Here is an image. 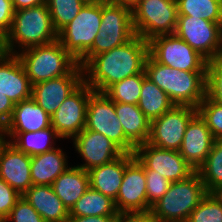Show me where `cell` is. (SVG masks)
<instances>
[{
  "instance_id": "1",
  "label": "cell",
  "mask_w": 222,
  "mask_h": 222,
  "mask_svg": "<svg viewBox=\"0 0 222 222\" xmlns=\"http://www.w3.org/2000/svg\"><path fill=\"white\" fill-rule=\"evenodd\" d=\"M148 56V41L136 35L122 46L93 56L82 67L84 82L95 92L104 93L114 83L145 72Z\"/></svg>"
},
{
  "instance_id": "2",
  "label": "cell",
  "mask_w": 222,
  "mask_h": 222,
  "mask_svg": "<svg viewBox=\"0 0 222 222\" xmlns=\"http://www.w3.org/2000/svg\"><path fill=\"white\" fill-rule=\"evenodd\" d=\"M145 74L175 105L197 108L206 96L207 71H183L157 62L150 54Z\"/></svg>"
},
{
  "instance_id": "3",
  "label": "cell",
  "mask_w": 222,
  "mask_h": 222,
  "mask_svg": "<svg viewBox=\"0 0 222 222\" xmlns=\"http://www.w3.org/2000/svg\"><path fill=\"white\" fill-rule=\"evenodd\" d=\"M99 33L92 47L78 60L83 67L93 56L122 46L136 36L132 7L118 2L103 1Z\"/></svg>"
},
{
  "instance_id": "4",
  "label": "cell",
  "mask_w": 222,
  "mask_h": 222,
  "mask_svg": "<svg viewBox=\"0 0 222 222\" xmlns=\"http://www.w3.org/2000/svg\"><path fill=\"white\" fill-rule=\"evenodd\" d=\"M57 39L58 32L54 28L45 3L15 11L11 29L7 34V48L9 54H17L14 49L16 44L23 51L31 47L49 44Z\"/></svg>"
},
{
  "instance_id": "5",
  "label": "cell",
  "mask_w": 222,
  "mask_h": 222,
  "mask_svg": "<svg viewBox=\"0 0 222 222\" xmlns=\"http://www.w3.org/2000/svg\"><path fill=\"white\" fill-rule=\"evenodd\" d=\"M32 85L69 74L78 61L57 39L17 52Z\"/></svg>"
},
{
  "instance_id": "6",
  "label": "cell",
  "mask_w": 222,
  "mask_h": 222,
  "mask_svg": "<svg viewBox=\"0 0 222 222\" xmlns=\"http://www.w3.org/2000/svg\"><path fill=\"white\" fill-rule=\"evenodd\" d=\"M199 174L182 181L171 182L170 188L151 207L150 213L158 222H187L190 213L207 194Z\"/></svg>"
},
{
  "instance_id": "7",
  "label": "cell",
  "mask_w": 222,
  "mask_h": 222,
  "mask_svg": "<svg viewBox=\"0 0 222 222\" xmlns=\"http://www.w3.org/2000/svg\"><path fill=\"white\" fill-rule=\"evenodd\" d=\"M177 17L176 0H137L132 6L135 33L146 41L174 34Z\"/></svg>"
},
{
  "instance_id": "8",
  "label": "cell",
  "mask_w": 222,
  "mask_h": 222,
  "mask_svg": "<svg viewBox=\"0 0 222 222\" xmlns=\"http://www.w3.org/2000/svg\"><path fill=\"white\" fill-rule=\"evenodd\" d=\"M102 2L86 3L77 16L58 33L63 47L78 61L93 45L99 33Z\"/></svg>"
},
{
  "instance_id": "9",
  "label": "cell",
  "mask_w": 222,
  "mask_h": 222,
  "mask_svg": "<svg viewBox=\"0 0 222 222\" xmlns=\"http://www.w3.org/2000/svg\"><path fill=\"white\" fill-rule=\"evenodd\" d=\"M85 129L103 134L124 153L134 154L136 146L123 132L115 112V102L104 93L94 92L89 97Z\"/></svg>"
},
{
  "instance_id": "10",
  "label": "cell",
  "mask_w": 222,
  "mask_h": 222,
  "mask_svg": "<svg viewBox=\"0 0 222 222\" xmlns=\"http://www.w3.org/2000/svg\"><path fill=\"white\" fill-rule=\"evenodd\" d=\"M149 43V54L159 63L183 71H207V60L175 34L159 35Z\"/></svg>"
},
{
  "instance_id": "11",
  "label": "cell",
  "mask_w": 222,
  "mask_h": 222,
  "mask_svg": "<svg viewBox=\"0 0 222 222\" xmlns=\"http://www.w3.org/2000/svg\"><path fill=\"white\" fill-rule=\"evenodd\" d=\"M197 114V108L174 105L161 117L151 121L147 143L168 150L179 151L190 120Z\"/></svg>"
},
{
  "instance_id": "12",
  "label": "cell",
  "mask_w": 222,
  "mask_h": 222,
  "mask_svg": "<svg viewBox=\"0 0 222 222\" xmlns=\"http://www.w3.org/2000/svg\"><path fill=\"white\" fill-rule=\"evenodd\" d=\"M221 24L191 16H178L174 34L210 61L220 57Z\"/></svg>"
},
{
  "instance_id": "13",
  "label": "cell",
  "mask_w": 222,
  "mask_h": 222,
  "mask_svg": "<svg viewBox=\"0 0 222 222\" xmlns=\"http://www.w3.org/2000/svg\"><path fill=\"white\" fill-rule=\"evenodd\" d=\"M94 92L83 81L52 115L51 126L62 139H73L85 129L87 104Z\"/></svg>"
},
{
  "instance_id": "14",
  "label": "cell",
  "mask_w": 222,
  "mask_h": 222,
  "mask_svg": "<svg viewBox=\"0 0 222 222\" xmlns=\"http://www.w3.org/2000/svg\"><path fill=\"white\" fill-rule=\"evenodd\" d=\"M134 156L144 170H154L170 182L185 180L196 172L179 151L161 149L147 142L136 146Z\"/></svg>"
},
{
  "instance_id": "15",
  "label": "cell",
  "mask_w": 222,
  "mask_h": 222,
  "mask_svg": "<svg viewBox=\"0 0 222 222\" xmlns=\"http://www.w3.org/2000/svg\"><path fill=\"white\" fill-rule=\"evenodd\" d=\"M147 184L143 165L134 157L125 167L118 195L114 200L119 214L147 213Z\"/></svg>"
},
{
  "instance_id": "16",
  "label": "cell",
  "mask_w": 222,
  "mask_h": 222,
  "mask_svg": "<svg viewBox=\"0 0 222 222\" xmlns=\"http://www.w3.org/2000/svg\"><path fill=\"white\" fill-rule=\"evenodd\" d=\"M83 68L78 64L69 74L32 85V99L50 116L84 81Z\"/></svg>"
},
{
  "instance_id": "17",
  "label": "cell",
  "mask_w": 222,
  "mask_h": 222,
  "mask_svg": "<svg viewBox=\"0 0 222 222\" xmlns=\"http://www.w3.org/2000/svg\"><path fill=\"white\" fill-rule=\"evenodd\" d=\"M72 140L76 151L85 160L84 164L77 166L86 171L110 163L124 154L109 138L92 130L84 129Z\"/></svg>"
},
{
  "instance_id": "18",
  "label": "cell",
  "mask_w": 222,
  "mask_h": 222,
  "mask_svg": "<svg viewBox=\"0 0 222 222\" xmlns=\"http://www.w3.org/2000/svg\"><path fill=\"white\" fill-rule=\"evenodd\" d=\"M0 178L21 196L33 185L31 157L6 141L0 150Z\"/></svg>"
},
{
  "instance_id": "19",
  "label": "cell",
  "mask_w": 222,
  "mask_h": 222,
  "mask_svg": "<svg viewBox=\"0 0 222 222\" xmlns=\"http://www.w3.org/2000/svg\"><path fill=\"white\" fill-rule=\"evenodd\" d=\"M215 140L205 121L197 113L186 128L179 152L197 171L210 153Z\"/></svg>"
},
{
  "instance_id": "20",
  "label": "cell",
  "mask_w": 222,
  "mask_h": 222,
  "mask_svg": "<svg viewBox=\"0 0 222 222\" xmlns=\"http://www.w3.org/2000/svg\"><path fill=\"white\" fill-rule=\"evenodd\" d=\"M0 89L14 105L32 97V84L16 54L0 59Z\"/></svg>"
},
{
  "instance_id": "21",
  "label": "cell",
  "mask_w": 222,
  "mask_h": 222,
  "mask_svg": "<svg viewBox=\"0 0 222 222\" xmlns=\"http://www.w3.org/2000/svg\"><path fill=\"white\" fill-rule=\"evenodd\" d=\"M134 154L124 153L114 161L91 168L88 173L90 187L115 200L122 184L125 167Z\"/></svg>"
},
{
  "instance_id": "22",
  "label": "cell",
  "mask_w": 222,
  "mask_h": 222,
  "mask_svg": "<svg viewBox=\"0 0 222 222\" xmlns=\"http://www.w3.org/2000/svg\"><path fill=\"white\" fill-rule=\"evenodd\" d=\"M51 126V117L32 99L14 105L4 132H37Z\"/></svg>"
},
{
  "instance_id": "23",
  "label": "cell",
  "mask_w": 222,
  "mask_h": 222,
  "mask_svg": "<svg viewBox=\"0 0 222 222\" xmlns=\"http://www.w3.org/2000/svg\"><path fill=\"white\" fill-rule=\"evenodd\" d=\"M22 197L42 216L45 222H68V209L52 186L32 185Z\"/></svg>"
},
{
  "instance_id": "24",
  "label": "cell",
  "mask_w": 222,
  "mask_h": 222,
  "mask_svg": "<svg viewBox=\"0 0 222 222\" xmlns=\"http://www.w3.org/2000/svg\"><path fill=\"white\" fill-rule=\"evenodd\" d=\"M67 156L62 149L54 148L31 157V180L33 185L52 186L68 167Z\"/></svg>"
},
{
  "instance_id": "25",
  "label": "cell",
  "mask_w": 222,
  "mask_h": 222,
  "mask_svg": "<svg viewBox=\"0 0 222 222\" xmlns=\"http://www.w3.org/2000/svg\"><path fill=\"white\" fill-rule=\"evenodd\" d=\"M52 188L70 211L77 200L90 188L89 173L78 166H71L54 180Z\"/></svg>"
},
{
  "instance_id": "26",
  "label": "cell",
  "mask_w": 222,
  "mask_h": 222,
  "mask_svg": "<svg viewBox=\"0 0 222 222\" xmlns=\"http://www.w3.org/2000/svg\"><path fill=\"white\" fill-rule=\"evenodd\" d=\"M115 112L122 125L125 136L135 146L148 141L151 121L137 105L115 103Z\"/></svg>"
},
{
  "instance_id": "27",
  "label": "cell",
  "mask_w": 222,
  "mask_h": 222,
  "mask_svg": "<svg viewBox=\"0 0 222 222\" xmlns=\"http://www.w3.org/2000/svg\"><path fill=\"white\" fill-rule=\"evenodd\" d=\"M4 133L5 135L10 136L9 139L12 138L13 141H9L12 145L30 157L54 149V146H52L55 143L53 139L61 138L52 126L37 132Z\"/></svg>"
},
{
  "instance_id": "28",
  "label": "cell",
  "mask_w": 222,
  "mask_h": 222,
  "mask_svg": "<svg viewBox=\"0 0 222 222\" xmlns=\"http://www.w3.org/2000/svg\"><path fill=\"white\" fill-rule=\"evenodd\" d=\"M174 105L163 90L149 78H144L137 106L150 121L161 117Z\"/></svg>"
},
{
  "instance_id": "29",
  "label": "cell",
  "mask_w": 222,
  "mask_h": 222,
  "mask_svg": "<svg viewBox=\"0 0 222 222\" xmlns=\"http://www.w3.org/2000/svg\"><path fill=\"white\" fill-rule=\"evenodd\" d=\"M70 216H119L109 196L91 187L77 200L69 211Z\"/></svg>"
},
{
  "instance_id": "30",
  "label": "cell",
  "mask_w": 222,
  "mask_h": 222,
  "mask_svg": "<svg viewBox=\"0 0 222 222\" xmlns=\"http://www.w3.org/2000/svg\"><path fill=\"white\" fill-rule=\"evenodd\" d=\"M178 16L222 23V0H176Z\"/></svg>"
},
{
  "instance_id": "31",
  "label": "cell",
  "mask_w": 222,
  "mask_h": 222,
  "mask_svg": "<svg viewBox=\"0 0 222 222\" xmlns=\"http://www.w3.org/2000/svg\"><path fill=\"white\" fill-rule=\"evenodd\" d=\"M207 192L222 185V140H215L203 164L196 171Z\"/></svg>"
},
{
  "instance_id": "32",
  "label": "cell",
  "mask_w": 222,
  "mask_h": 222,
  "mask_svg": "<svg viewBox=\"0 0 222 222\" xmlns=\"http://www.w3.org/2000/svg\"><path fill=\"white\" fill-rule=\"evenodd\" d=\"M145 72L127 77L111 85L104 94L115 103H127L137 105L141 95V87Z\"/></svg>"
},
{
  "instance_id": "33",
  "label": "cell",
  "mask_w": 222,
  "mask_h": 222,
  "mask_svg": "<svg viewBox=\"0 0 222 222\" xmlns=\"http://www.w3.org/2000/svg\"><path fill=\"white\" fill-rule=\"evenodd\" d=\"M85 4L84 0H47L55 30L59 33L65 28Z\"/></svg>"
},
{
  "instance_id": "34",
  "label": "cell",
  "mask_w": 222,
  "mask_h": 222,
  "mask_svg": "<svg viewBox=\"0 0 222 222\" xmlns=\"http://www.w3.org/2000/svg\"><path fill=\"white\" fill-rule=\"evenodd\" d=\"M187 222H222V202L208 192L190 213Z\"/></svg>"
},
{
  "instance_id": "35",
  "label": "cell",
  "mask_w": 222,
  "mask_h": 222,
  "mask_svg": "<svg viewBox=\"0 0 222 222\" xmlns=\"http://www.w3.org/2000/svg\"><path fill=\"white\" fill-rule=\"evenodd\" d=\"M197 113L205 121L212 136L222 140V104L210 99L207 95L197 106Z\"/></svg>"
},
{
  "instance_id": "36",
  "label": "cell",
  "mask_w": 222,
  "mask_h": 222,
  "mask_svg": "<svg viewBox=\"0 0 222 222\" xmlns=\"http://www.w3.org/2000/svg\"><path fill=\"white\" fill-rule=\"evenodd\" d=\"M206 95L222 104V57L207 62Z\"/></svg>"
},
{
  "instance_id": "37",
  "label": "cell",
  "mask_w": 222,
  "mask_h": 222,
  "mask_svg": "<svg viewBox=\"0 0 222 222\" xmlns=\"http://www.w3.org/2000/svg\"><path fill=\"white\" fill-rule=\"evenodd\" d=\"M147 184V213L170 188L171 182L154 170H144Z\"/></svg>"
},
{
  "instance_id": "38",
  "label": "cell",
  "mask_w": 222,
  "mask_h": 222,
  "mask_svg": "<svg viewBox=\"0 0 222 222\" xmlns=\"http://www.w3.org/2000/svg\"><path fill=\"white\" fill-rule=\"evenodd\" d=\"M45 222L42 216L22 196L4 222Z\"/></svg>"
},
{
  "instance_id": "39",
  "label": "cell",
  "mask_w": 222,
  "mask_h": 222,
  "mask_svg": "<svg viewBox=\"0 0 222 222\" xmlns=\"http://www.w3.org/2000/svg\"><path fill=\"white\" fill-rule=\"evenodd\" d=\"M21 195L0 178V219L5 220Z\"/></svg>"
},
{
  "instance_id": "40",
  "label": "cell",
  "mask_w": 222,
  "mask_h": 222,
  "mask_svg": "<svg viewBox=\"0 0 222 222\" xmlns=\"http://www.w3.org/2000/svg\"><path fill=\"white\" fill-rule=\"evenodd\" d=\"M14 14L12 0H0V30L6 35L11 29Z\"/></svg>"
},
{
  "instance_id": "41",
  "label": "cell",
  "mask_w": 222,
  "mask_h": 222,
  "mask_svg": "<svg viewBox=\"0 0 222 222\" xmlns=\"http://www.w3.org/2000/svg\"><path fill=\"white\" fill-rule=\"evenodd\" d=\"M14 104L0 89V127H4L12 116Z\"/></svg>"
},
{
  "instance_id": "42",
  "label": "cell",
  "mask_w": 222,
  "mask_h": 222,
  "mask_svg": "<svg viewBox=\"0 0 222 222\" xmlns=\"http://www.w3.org/2000/svg\"><path fill=\"white\" fill-rule=\"evenodd\" d=\"M117 222H158L150 213H125L119 214Z\"/></svg>"
},
{
  "instance_id": "43",
  "label": "cell",
  "mask_w": 222,
  "mask_h": 222,
  "mask_svg": "<svg viewBox=\"0 0 222 222\" xmlns=\"http://www.w3.org/2000/svg\"><path fill=\"white\" fill-rule=\"evenodd\" d=\"M119 216H70L68 222H117Z\"/></svg>"
},
{
  "instance_id": "44",
  "label": "cell",
  "mask_w": 222,
  "mask_h": 222,
  "mask_svg": "<svg viewBox=\"0 0 222 222\" xmlns=\"http://www.w3.org/2000/svg\"><path fill=\"white\" fill-rule=\"evenodd\" d=\"M46 2L47 0H12L15 11L43 5Z\"/></svg>"
},
{
  "instance_id": "45",
  "label": "cell",
  "mask_w": 222,
  "mask_h": 222,
  "mask_svg": "<svg viewBox=\"0 0 222 222\" xmlns=\"http://www.w3.org/2000/svg\"><path fill=\"white\" fill-rule=\"evenodd\" d=\"M9 54L7 48V35L0 30V59Z\"/></svg>"
},
{
  "instance_id": "46",
  "label": "cell",
  "mask_w": 222,
  "mask_h": 222,
  "mask_svg": "<svg viewBox=\"0 0 222 222\" xmlns=\"http://www.w3.org/2000/svg\"><path fill=\"white\" fill-rule=\"evenodd\" d=\"M211 193L222 202V185L215 188Z\"/></svg>"
},
{
  "instance_id": "47",
  "label": "cell",
  "mask_w": 222,
  "mask_h": 222,
  "mask_svg": "<svg viewBox=\"0 0 222 222\" xmlns=\"http://www.w3.org/2000/svg\"><path fill=\"white\" fill-rule=\"evenodd\" d=\"M108 1L127 4L132 7L137 0H108Z\"/></svg>"
},
{
  "instance_id": "48",
  "label": "cell",
  "mask_w": 222,
  "mask_h": 222,
  "mask_svg": "<svg viewBox=\"0 0 222 222\" xmlns=\"http://www.w3.org/2000/svg\"><path fill=\"white\" fill-rule=\"evenodd\" d=\"M5 137H7V136H5L3 128L0 127V150L6 142Z\"/></svg>"
},
{
  "instance_id": "49",
  "label": "cell",
  "mask_w": 222,
  "mask_h": 222,
  "mask_svg": "<svg viewBox=\"0 0 222 222\" xmlns=\"http://www.w3.org/2000/svg\"><path fill=\"white\" fill-rule=\"evenodd\" d=\"M86 3H99L107 0H84Z\"/></svg>"
},
{
  "instance_id": "50",
  "label": "cell",
  "mask_w": 222,
  "mask_h": 222,
  "mask_svg": "<svg viewBox=\"0 0 222 222\" xmlns=\"http://www.w3.org/2000/svg\"><path fill=\"white\" fill-rule=\"evenodd\" d=\"M220 57H222V24H221V46H220Z\"/></svg>"
}]
</instances>
